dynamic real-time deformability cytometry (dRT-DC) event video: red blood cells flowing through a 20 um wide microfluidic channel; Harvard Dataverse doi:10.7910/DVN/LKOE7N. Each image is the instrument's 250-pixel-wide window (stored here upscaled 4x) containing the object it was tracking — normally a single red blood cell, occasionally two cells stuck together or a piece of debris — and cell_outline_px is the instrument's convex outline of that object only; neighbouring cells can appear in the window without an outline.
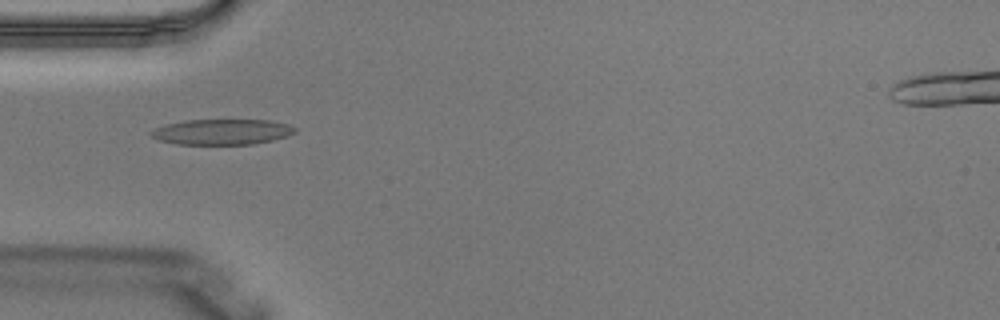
{"species": "Egyptian fruit bat (a non-hibernating species)", "species_latin": "Rousettus aegyptiacus", "temperature_condition": "warm", "stored_images_in_passage": 4, "camera_frame_rate_fps": 3000, "um_per_image_px": 0.085, "animal": {"sex": "male"}, "frame": {"image": 1, "passage_image": 3, "time_ms": 0.667, "image_size_px": [1000, 320], "cell_outline_px": [[296, 132], [288, 136], [272, 140], [252, 144], [176, 144], [156, 140], [148, 132], [156, 128], [168, 124], [184, 120], [268, 120], [288, 124], [296, 128]], "centroid_in_image_um": [18.86, 11.21], "position_along_channel_um": 66.1, "area_um2": 21.39}}